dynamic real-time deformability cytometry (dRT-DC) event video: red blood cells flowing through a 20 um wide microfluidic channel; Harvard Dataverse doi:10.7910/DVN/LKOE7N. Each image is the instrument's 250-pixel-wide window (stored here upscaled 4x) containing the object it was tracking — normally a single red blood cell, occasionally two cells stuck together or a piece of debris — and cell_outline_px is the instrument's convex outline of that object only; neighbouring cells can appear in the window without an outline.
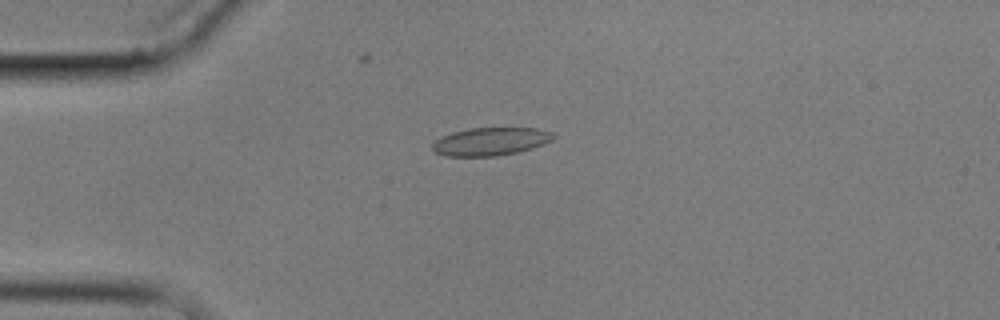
{"species": "common noctule bat (a hibernating species)", "species_latin": "Nyctalus noctula", "temperature_condition": "cold", "stored_images_in_passage": 11, "camera_frame_rate_fps": 3000, "um_per_image_px": 0.085, "animal": {"sex": "male", "body_mass_g": 17.9}, "frame": {"image": 1, "passage_image": 4, "time_ms": 4.333, "image_size_px": [1000, 320], "cell_outline_px": [[556, 136], [552, 140], [544, 144], [532, 148], [516, 152], [496, 156], [444, 156], [436, 152], [432, 148], [432, 144], [440, 136], [452, 132], [468, 128], [536, 128], [556, 132]], "centroid_in_image_um": [41.72, 12.01], "position_along_channel_um": 43.3, "area_um2": 19.88}}
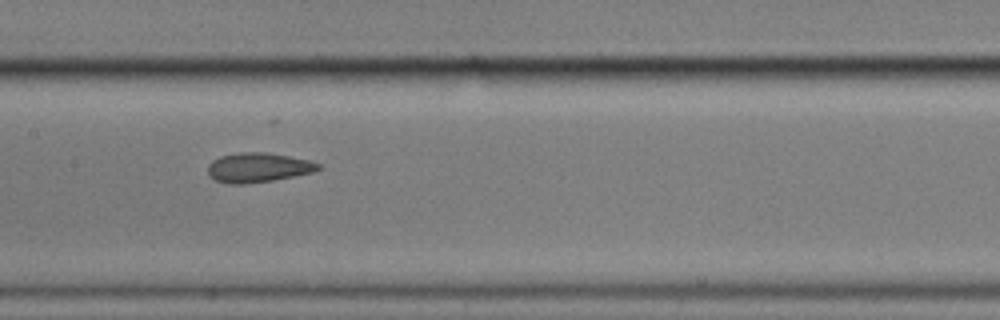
{"frame": {"image": 2, "passage_image": 8, "time_ms": 9.0, "image_size_px": [1000, 320], "cell_outline_px": [[320, 168], [312, 172], [272, 180], [244, 184], [228, 184], [216, 180], [208, 176], [208, 164], [212, 160], [220, 156], [240, 152], [264, 152], [288, 156], [308, 160], [320, 164]], "centroid_in_image_um": [21.88, 14.24], "position_along_channel_um": 185.5, "area_um2": 18.84}}
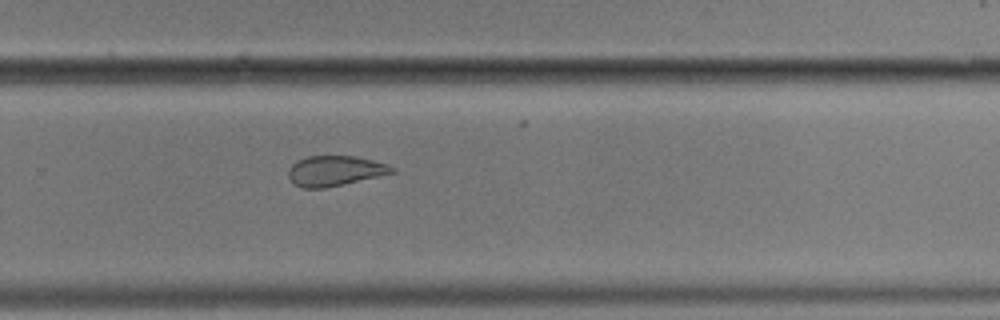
{"frame": {"image": 3, "passage_image": 11, "time_ms": 12.333, "image_size_px": [1000, 320], "cell_outline_px": [[396, 172], [324, 188], [300, 188], [292, 184], [288, 176], [288, 168], [292, 164], [308, 156], [356, 156], [388, 164], [396, 168]], "centroid_in_image_um": [28.45, 14.52], "position_along_channel_um": 301.4, "area_um2": 18.21}}